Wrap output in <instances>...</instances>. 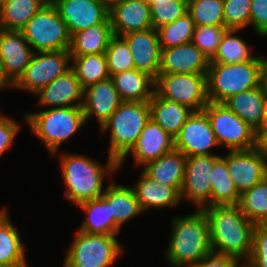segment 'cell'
<instances>
[{"label": "cell", "instance_id": "obj_1", "mask_svg": "<svg viewBox=\"0 0 267 267\" xmlns=\"http://www.w3.org/2000/svg\"><path fill=\"white\" fill-rule=\"evenodd\" d=\"M209 221L210 245L214 252L231 255L243 264L252 253L255 225L245 217L238 205L202 208ZM245 260V262H244Z\"/></svg>", "mask_w": 267, "mask_h": 267}, {"label": "cell", "instance_id": "obj_2", "mask_svg": "<svg viewBox=\"0 0 267 267\" xmlns=\"http://www.w3.org/2000/svg\"><path fill=\"white\" fill-rule=\"evenodd\" d=\"M61 157V170L65 183L64 196L76 206L84 201L101 197L104 177L118 171V162L108 156L105 166L90 157L64 153ZM104 189V190H103Z\"/></svg>", "mask_w": 267, "mask_h": 267}, {"label": "cell", "instance_id": "obj_3", "mask_svg": "<svg viewBox=\"0 0 267 267\" xmlns=\"http://www.w3.org/2000/svg\"><path fill=\"white\" fill-rule=\"evenodd\" d=\"M166 258L172 267H188L212 251L209 221L203 209L185 217H174Z\"/></svg>", "mask_w": 267, "mask_h": 267}, {"label": "cell", "instance_id": "obj_4", "mask_svg": "<svg viewBox=\"0 0 267 267\" xmlns=\"http://www.w3.org/2000/svg\"><path fill=\"white\" fill-rule=\"evenodd\" d=\"M264 57L233 63H210L207 72V96L210 102L224 103L231 96L254 89L263 83Z\"/></svg>", "mask_w": 267, "mask_h": 267}, {"label": "cell", "instance_id": "obj_5", "mask_svg": "<svg viewBox=\"0 0 267 267\" xmlns=\"http://www.w3.org/2000/svg\"><path fill=\"white\" fill-rule=\"evenodd\" d=\"M24 117L31 131L44 143L52 156L56 155L63 142H67L86 123L82 107L27 112Z\"/></svg>", "mask_w": 267, "mask_h": 267}, {"label": "cell", "instance_id": "obj_6", "mask_svg": "<svg viewBox=\"0 0 267 267\" xmlns=\"http://www.w3.org/2000/svg\"><path fill=\"white\" fill-rule=\"evenodd\" d=\"M150 119L149 102L123 101L100 127L102 132H110L108 156L119 162L135 145Z\"/></svg>", "mask_w": 267, "mask_h": 267}, {"label": "cell", "instance_id": "obj_7", "mask_svg": "<svg viewBox=\"0 0 267 267\" xmlns=\"http://www.w3.org/2000/svg\"><path fill=\"white\" fill-rule=\"evenodd\" d=\"M123 245L116 235L87 234L77 231L63 263V267H111Z\"/></svg>", "mask_w": 267, "mask_h": 267}, {"label": "cell", "instance_id": "obj_8", "mask_svg": "<svg viewBox=\"0 0 267 267\" xmlns=\"http://www.w3.org/2000/svg\"><path fill=\"white\" fill-rule=\"evenodd\" d=\"M34 52L69 49L71 35L52 3H46L21 30Z\"/></svg>", "mask_w": 267, "mask_h": 267}, {"label": "cell", "instance_id": "obj_9", "mask_svg": "<svg viewBox=\"0 0 267 267\" xmlns=\"http://www.w3.org/2000/svg\"><path fill=\"white\" fill-rule=\"evenodd\" d=\"M209 119L219 146L228 151L251 150L258 147V133L224 103L210 102L203 109Z\"/></svg>", "mask_w": 267, "mask_h": 267}, {"label": "cell", "instance_id": "obj_10", "mask_svg": "<svg viewBox=\"0 0 267 267\" xmlns=\"http://www.w3.org/2000/svg\"><path fill=\"white\" fill-rule=\"evenodd\" d=\"M154 92L193 111H202L209 103L207 74H159L155 80Z\"/></svg>", "mask_w": 267, "mask_h": 267}, {"label": "cell", "instance_id": "obj_11", "mask_svg": "<svg viewBox=\"0 0 267 267\" xmlns=\"http://www.w3.org/2000/svg\"><path fill=\"white\" fill-rule=\"evenodd\" d=\"M69 62L71 63L69 49L34 52L23 75L12 88H19L36 94L57 77L67 72L71 68Z\"/></svg>", "mask_w": 267, "mask_h": 267}, {"label": "cell", "instance_id": "obj_12", "mask_svg": "<svg viewBox=\"0 0 267 267\" xmlns=\"http://www.w3.org/2000/svg\"><path fill=\"white\" fill-rule=\"evenodd\" d=\"M219 155L186 157L184 179L180 190L181 200L186 198L198 209L211 206L212 166Z\"/></svg>", "mask_w": 267, "mask_h": 267}, {"label": "cell", "instance_id": "obj_13", "mask_svg": "<svg viewBox=\"0 0 267 267\" xmlns=\"http://www.w3.org/2000/svg\"><path fill=\"white\" fill-rule=\"evenodd\" d=\"M33 54L21 31L0 29V74L9 87L23 75Z\"/></svg>", "mask_w": 267, "mask_h": 267}, {"label": "cell", "instance_id": "obj_14", "mask_svg": "<svg viewBox=\"0 0 267 267\" xmlns=\"http://www.w3.org/2000/svg\"><path fill=\"white\" fill-rule=\"evenodd\" d=\"M174 146L185 157L216 155L210 150L219 145L204 110L194 111L189 116L174 138Z\"/></svg>", "mask_w": 267, "mask_h": 267}, {"label": "cell", "instance_id": "obj_15", "mask_svg": "<svg viewBox=\"0 0 267 267\" xmlns=\"http://www.w3.org/2000/svg\"><path fill=\"white\" fill-rule=\"evenodd\" d=\"M52 4L71 36L88 27L102 24L109 17V9L98 0H54Z\"/></svg>", "mask_w": 267, "mask_h": 267}, {"label": "cell", "instance_id": "obj_16", "mask_svg": "<svg viewBox=\"0 0 267 267\" xmlns=\"http://www.w3.org/2000/svg\"><path fill=\"white\" fill-rule=\"evenodd\" d=\"M121 37L130 48L135 69L155 81L158 78L161 64V47L157 30L149 28L129 32Z\"/></svg>", "mask_w": 267, "mask_h": 267}, {"label": "cell", "instance_id": "obj_17", "mask_svg": "<svg viewBox=\"0 0 267 267\" xmlns=\"http://www.w3.org/2000/svg\"><path fill=\"white\" fill-rule=\"evenodd\" d=\"M225 161L228 173L240 195L263 180V151L259 147L229 151L225 155Z\"/></svg>", "mask_w": 267, "mask_h": 267}, {"label": "cell", "instance_id": "obj_18", "mask_svg": "<svg viewBox=\"0 0 267 267\" xmlns=\"http://www.w3.org/2000/svg\"><path fill=\"white\" fill-rule=\"evenodd\" d=\"M175 149L174 138L165 132L157 123L150 119L144 126L135 145L118 162V169L122 167L128 154L132 153L136 165L145 164L158 159Z\"/></svg>", "mask_w": 267, "mask_h": 267}, {"label": "cell", "instance_id": "obj_19", "mask_svg": "<svg viewBox=\"0 0 267 267\" xmlns=\"http://www.w3.org/2000/svg\"><path fill=\"white\" fill-rule=\"evenodd\" d=\"M210 60L192 42L161 49L159 74H207Z\"/></svg>", "mask_w": 267, "mask_h": 267}, {"label": "cell", "instance_id": "obj_20", "mask_svg": "<svg viewBox=\"0 0 267 267\" xmlns=\"http://www.w3.org/2000/svg\"><path fill=\"white\" fill-rule=\"evenodd\" d=\"M113 36L153 28L150 6L144 0H120L109 9Z\"/></svg>", "mask_w": 267, "mask_h": 267}, {"label": "cell", "instance_id": "obj_21", "mask_svg": "<svg viewBox=\"0 0 267 267\" xmlns=\"http://www.w3.org/2000/svg\"><path fill=\"white\" fill-rule=\"evenodd\" d=\"M39 106L54 108L82 107L84 89L72 68L42 88L38 93ZM57 106V107H56Z\"/></svg>", "mask_w": 267, "mask_h": 267}, {"label": "cell", "instance_id": "obj_22", "mask_svg": "<svg viewBox=\"0 0 267 267\" xmlns=\"http://www.w3.org/2000/svg\"><path fill=\"white\" fill-rule=\"evenodd\" d=\"M122 102L111 77L87 87L82 105L86 123L94 115L101 127Z\"/></svg>", "mask_w": 267, "mask_h": 267}, {"label": "cell", "instance_id": "obj_23", "mask_svg": "<svg viewBox=\"0 0 267 267\" xmlns=\"http://www.w3.org/2000/svg\"><path fill=\"white\" fill-rule=\"evenodd\" d=\"M138 179L131 188L144 212L149 208H173L182 202L177 189L155 181L143 171Z\"/></svg>", "mask_w": 267, "mask_h": 267}, {"label": "cell", "instance_id": "obj_24", "mask_svg": "<svg viewBox=\"0 0 267 267\" xmlns=\"http://www.w3.org/2000/svg\"><path fill=\"white\" fill-rule=\"evenodd\" d=\"M149 105L151 119L173 138L176 137L189 116L194 112L185 105L158 96L155 92Z\"/></svg>", "mask_w": 267, "mask_h": 267}, {"label": "cell", "instance_id": "obj_25", "mask_svg": "<svg viewBox=\"0 0 267 267\" xmlns=\"http://www.w3.org/2000/svg\"><path fill=\"white\" fill-rule=\"evenodd\" d=\"M266 87L260 86L231 96L224 104L243 121L249 124L258 135L262 132L263 102Z\"/></svg>", "mask_w": 267, "mask_h": 267}, {"label": "cell", "instance_id": "obj_26", "mask_svg": "<svg viewBox=\"0 0 267 267\" xmlns=\"http://www.w3.org/2000/svg\"><path fill=\"white\" fill-rule=\"evenodd\" d=\"M144 166L148 177L180 192L186 168V157L180 151L174 149Z\"/></svg>", "mask_w": 267, "mask_h": 267}, {"label": "cell", "instance_id": "obj_27", "mask_svg": "<svg viewBox=\"0 0 267 267\" xmlns=\"http://www.w3.org/2000/svg\"><path fill=\"white\" fill-rule=\"evenodd\" d=\"M102 197L110 204L112 219L119 228L143 212L130 186L119 185L110 180Z\"/></svg>", "mask_w": 267, "mask_h": 267}, {"label": "cell", "instance_id": "obj_28", "mask_svg": "<svg viewBox=\"0 0 267 267\" xmlns=\"http://www.w3.org/2000/svg\"><path fill=\"white\" fill-rule=\"evenodd\" d=\"M112 37L111 21L108 17L102 24L74 33L71 36L69 53L71 56L103 54Z\"/></svg>", "mask_w": 267, "mask_h": 267}, {"label": "cell", "instance_id": "obj_29", "mask_svg": "<svg viewBox=\"0 0 267 267\" xmlns=\"http://www.w3.org/2000/svg\"><path fill=\"white\" fill-rule=\"evenodd\" d=\"M25 245L18 230L11 223L6 208L0 211V265L5 267H29L25 259Z\"/></svg>", "mask_w": 267, "mask_h": 267}, {"label": "cell", "instance_id": "obj_30", "mask_svg": "<svg viewBox=\"0 0 267 267\" xmlns=\"http://www.w3.org/2000/svg\"><path fill=\"white\" fill-rule=\"evenodd\" d=\"M77 206L87 214L79 231L87 234L118 236L120 228L112 219L110 204L102 196L84 201Z\"/></svg>", "mask_w": 267, "mask_h": 267}, {"label": "cell", "instance_id": "obj_31", "mask_svg": "<svg viewBox=\"0 0 267 267\" xmlns=\"http://www.w3.org/2000/svg\"><path fill=\"white\" fill-rule=\"evenodd\" d=\"M122 101L149 102L154 94L155 81L137 69L111 76Z\"/></svg>", "mask_w": 267, "mask_h": 267}, {"label": "cell", "instance_id": "obj_32", "mask_svg": "<svg viewBox=\"0 0 267 267\" xmlns=\"http://www.w3.org/2000/svg\"><path fill=\"white\" fill-rule=\"evenodd\" d=\"M47 0H4L0 8V29L21 31Z\"/></svg>", "mask_w": 267, "mask_h": 267}, {"label": "cell", "instance_id": "obj_33", "mask_svg": "<svg viewBox=\"0 0 267 267\" xmlns=\"http://www.w3.org/2000/svg\"><path fill=\"white\" fill-rule=\"evenodd\" d=\"M211 206L238 205L240 194L228 173L225 156L219 155L212 166Z\"/></svg>", "mask_w": 267, "mask_h": 267}, {"label": "cell", "instance_id": "obj_34", "mask_svg": "<svg viewBox=\"0 0 267 267\" xmlns=\"http://www.w3.org/2000/svg\"><path fill=\"white\" fill-rule=\"evenodd\" d=\"M71 68L83 89L110 77L105 53L71 56Z\"/></svg>", "mask_w": 267, "mask_h": 267}, {"label": "cell", "instance_id": "obj_35", "mask_svg": "<svg viewBox=\"0 0 267 267\" xmlns=\"http://www.w3.org/2000/svg\"><path fill=\"white\" fill-rule=\"evenodd\" d=\"M240 29H227L219 43L218 50L210 63L233 64L253 60L257 55L252 54L249 45L238 35Z\"/></svg>", "mask_w": 267, "mask_h": 267}, {"label": "cell", "instance_id": "obj_36", "mask_svg": "<svg viewBox=\"0 0 267 267\" xmlns=\"http://www.w3.org/2000/svg\"><path fill=\"white\" fill-rule=\"evenodd\" d=\"M238 206L254 225L267 224V182L259 181L240 195Z\"/></svg>", "mask_w": 267, "mask_h": 267}, {"label": "cell", "instance_id": "obj_37", "mask_svg": "<svg viewBox=\"0 0 267 267\" xmlns=\"http://www.w3.org/2000/svg\"><path fill=\"white\" fill-rule=\"evenodd\" d=\"M194 28V20L187 12L176 21L156 29L161 49L192 42Z\"/></svg>", "mask_w": 267, "mask_h": 267}, {"label": "cell", "instance_id": "obj_38", "mask_svg": "<svg viewBox=\"0 0 267 267\" xmlns=\"http://www.w3.org/2000/svg\"><path fill=\"white\" fill-rule=\"evenodd\" d=\"M223 0H189L188 13L195 25L224 26Z\"/></svg>", "mask_w": 267, "mask_h": 267}, {"label": "cell", "instance_id": "obj_39", "mask_svg": "<svg viewBox=\"0 0 267 267\" xmlns=\"http://www.w3.org/2000/svg\"><path fill=\"white\" fill-rule=\"evenodd\" d=\"M105 56L110 77L116 73L135 69L130 48L122 37L113 36L110 39Z\"/></svg>", "mask_w": 267, "mask_h": 267}, {"label": "cell", "instance_id": "obj_40", "mask_svg": "<svg viewBox=\"0 0 267 267\" xmlns=\"http://www.w3.org/2000/svg\"><path fill=\"white\" fill-rule=\"evenodd\" d=\"M149 6L154 29L176 21L188 11L187 0H152Z\"/></svg>", "mask_w": 267, "mask_h": 267}, {"label": "cell", "instance_id": "obj_41", "mask_svg": "<svg viewBox=\"0 0 267 267\" xmlns=\"http://www.w3.org/2000/svg\"><path fill=\"white\" fill-rule=\"evenodd\" d=\"M226 30L224 26L195 25L192 43L211 60Z\"/></svg>", "mask_w": 267, "mask_h": 267}, {"label": "cell", "instance_id": "obj_42", "mask_svg": "<svg viewBox=\"0 0 267 267\" xmlns=\"http://www.w3.org/2000/svg\"><path fill=\"white\" fill-rule=\"evenodd\" d=\"M224 27L243 30L250 26L251 0H223Z\"/></svg>", "mask_w": 267, "mask_h": 267}, {"label": "cell", "instance_id": "obj_43", "mask_svg": "<svg viewBox=\"0 0 267 267\" xmlns=\"http://www.w3.org/2000/svg\"><path fill=\"white\" fill-rule=\"evenodd\" d=\"M247 267H267V224H257L253 230L252 253Z\"/></svg>", "mask_w": 267, "mask_h": 267}, {"label": "cell", "instance_id": "obj_44", "mask_svg": "<svg viewBox=\"0 0 267 267\" xmlns=\"http://www.w3.org/2000/svg\"><path fill=\"white\" fill-rule=\"evenodd\" d=\"M250 25L259 36H267V0H251Z\"/></svg>", "mask_w": 267, "mask_h": 267}, {"label": "cell", "instance_id": "obj_45", "mask_svg": "<svg viewBox=\"0 0 267 267\" xmlns=\"http://www.w3.org/2000/svg\"><path fill=\"white\" fill-rule=\"evenodd\" d=\"M20 128L14 118L0 114V156L11 147Z\"/></svg>", "mask_w": 267, "mask_h": 267}, {"label": "cell", "instance_id": "obj_46", "mask_svg": "<svg viewBox=\"0 0 267 267\" xmlns=\"http://www.w3.org/2000/svg\"><path fill=\"white\" fill-rule=\"evenodd\" d=\"M243 265L242 263L240 264L237 258L231 255L211 251L199 262L188 267H242Z\"/></svg>", "mask_w": 267, "mask_h": 267}, {"label": "cell", "instance_id": "obj_47", "mask_svg": "<svg viewBox=\"0 0 267 267\" xmlns=\"http://www.w3.org/2000/svg\"><path fill=\"white\" fill-rule=\"evenodd\" d=\"M258 147L267 153V127L258 135Z\"/></svg>", "mask_w": 267, "mask_h": 267}, {"label": "cell", "instance_id": "obj_48", "mask_svg": "<svg viewBox=\"0 0 267 267\" xmlns=\"http://www.w3.org/2000/svg\"><path fill=\"white\" fill-rule=\"evenodd\" d=\"M267 127V89L265 90L263 102L262 131Z\"/></svg>", "mask_w": 267, "mask_h": 267}, {"label": "cell", "instance_id": "obj_49", "mask_svg": "<svg viewBox=\"0 0 267 267\" xmlns=\"http://www.w3.org/2000/svg\"><path fill=\"white\" fill-rule=\"evenodd\" d=\"M263 180L267 182V153L263 152Z\"/></svg>", "mask_w": 267, "mask_h": 267}, {"label": "cell", "instance_id": "obj_50", "mask_svg": "<svg viewBox=\"0 0 267 267\" xmlns=\"http://www.w3.org/2000/svg\"><path fill=\"white\" fill-rule=\"evenodd\" d=\"M267 57L264 56V63H263V83L267 89Z\"/></svg>", "mask_w": 267, "mask_h": 267}, {"label": "cell", "instance_id": "obj_51", "mask_svg": "<svg viewBox=\"0 0 267 267\" xmlns=\"http://www.w3.org/2000/svg\"><path fill=\"white\" fill-rule=\"evenodd\" d=\"M102 2L108 9H110L114 4L119 2L120 0H98Z\"/></svg>", "mask_w": 267, "mask_h": 267}, {"label": "cell", "instance_id": "obj_52", "mask_svg": "<svg viewBox=\"0 0 267 267\" xmlns=\"http://www.w3.org/2000/svg\"><path fill=\"white\" fill-rule=\"evenodd\" d=\"M6 87H9L7 84H6V82L2 79V77H1V74H0V90L1 89H4V88H6Z\"/></svg>", "mask_w": 267, "mask_h": 267}, {"label": "cell", "instance_id": "obj_53", "mask_svg": "<svg viewBox=\"0 0 267 267\" xmlns=\"http://www.w3.org/2000/svg\"><path fill=\"white\" fill-rule=\"evenodd\" d=\"M145 2H147L148 4L152 2V0H144Z\"/></svg>", "mask_w": 267, "mask_h": 267}, {"label": "cell", "instance_id": "obj_54", "mask_svg": "<svg viewBox=\"0 0 267 267\" xmlns=\"http://www.w3.org/2000/svg\"><path fill=\"white\" fill-rule=\"evenodd\" d=\"M3 1H4V0H0V8H1V6H2Z\"/></svg>", "mask_w": 267, "mask_h": 267}]
</instances>
